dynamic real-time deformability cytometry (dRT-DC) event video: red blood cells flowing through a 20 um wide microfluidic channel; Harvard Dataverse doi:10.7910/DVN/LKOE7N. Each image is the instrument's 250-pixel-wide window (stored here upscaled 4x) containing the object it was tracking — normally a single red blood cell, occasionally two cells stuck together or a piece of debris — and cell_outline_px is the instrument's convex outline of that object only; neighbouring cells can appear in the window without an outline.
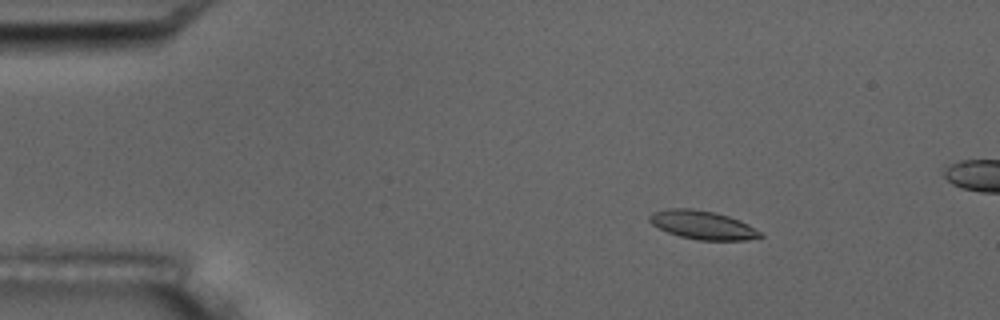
{"species": "common noctule bat (a hibernating species)", "species_latin": "Nyctalus noctula", "temperature_condition": "room temperature", "stored_images_in_passage": 6, "camera_frame_rate_fps": 3000, "um_per_image_px": 0.085, "animal": {"sex": "male", "body_mass_g": 17.5, "forearm_length_mm": 52.3}, "frame": {"image": 1, "passage_image": 3, "time_ms": 2.333, "image_size_px": [1000, 320], "cell_outline_px": [[764, 236], [748, 240], [700, 240], [680, 236], [668, 232], [652, 224], [648, 220], [648, 216], [652, 212], [668, 208], [692, 208], [712, 212], [728, 216], [740, 220], [748, 224], [760, 232]], "centroid_in_image_um": [59.7, 19.12], "position_along_channel_um": 25.3, "area_um2": 18.32}}